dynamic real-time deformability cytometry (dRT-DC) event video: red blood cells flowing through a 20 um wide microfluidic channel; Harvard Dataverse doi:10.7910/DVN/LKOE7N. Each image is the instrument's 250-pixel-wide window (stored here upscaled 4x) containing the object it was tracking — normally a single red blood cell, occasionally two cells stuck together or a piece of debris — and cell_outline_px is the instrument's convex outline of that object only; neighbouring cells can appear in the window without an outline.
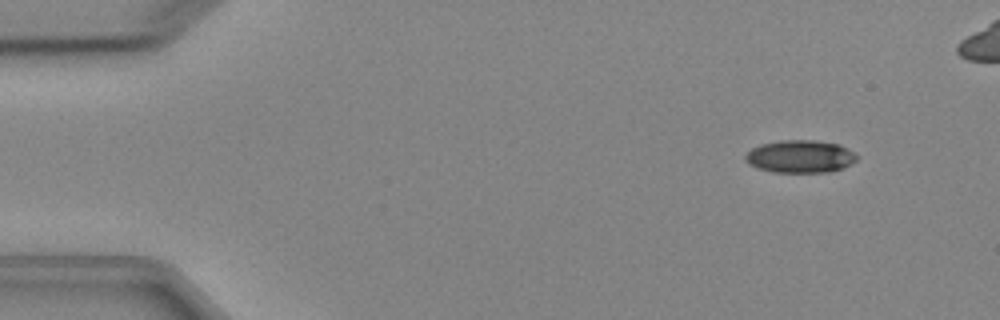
{"species": "Egyptian fruit bat (a non-hibernating species)", "species_latin": "Rousettus aegyptiacus", "temperature_condition": "cold", "stored_images_in_passage": 4, "camera_frame_rate_fps": 3000, "um_per_image_px": 0.085, "animal": {"sex": "female"}, "frame": {"image": 1, "passage_image": 2, "time_ms": 1.333, "image_size_px": [1000, 320], "cell_outline_px": [[856, 160], [844, 168], [828, 172], [772, 172], [756, 168], [748, 164], [744, 160], [744, 156], [752, 148], [760, 144], [780, 140], [816, 140], [840, 144], [852, 152], [856, 156]], "centroid_in_image_um": [67.97, 13.3], "position_along_channel_um": 17.0, "area_um2": 21.33}}